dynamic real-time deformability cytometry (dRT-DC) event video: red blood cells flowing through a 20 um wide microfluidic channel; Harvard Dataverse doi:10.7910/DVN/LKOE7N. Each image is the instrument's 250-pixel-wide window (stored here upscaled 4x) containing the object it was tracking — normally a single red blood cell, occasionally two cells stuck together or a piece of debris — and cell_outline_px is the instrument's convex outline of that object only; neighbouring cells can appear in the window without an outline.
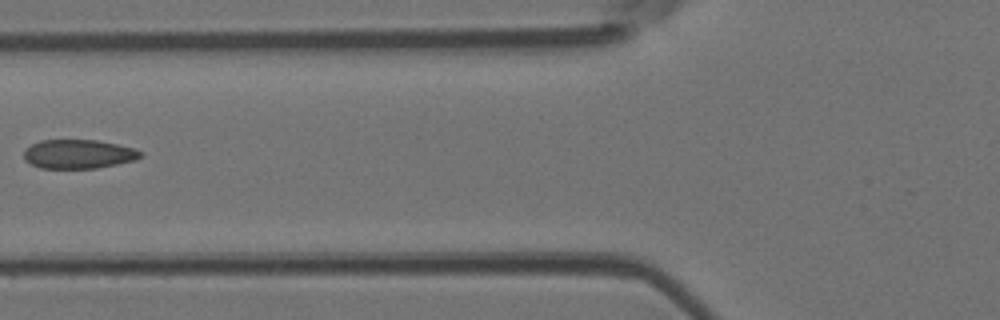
{"species": "Egyptian fruit bat (a non-hibernating species)", "species_latin": "Rousettus aegyptiacus", "temperature_condition": "room temperature", "stored_images_in_passage": 6, "camera_frame_rate_fps": 3000, "um_per_image_px": 0.085, "animal": {"sex": "female"}, "frame": {"image": 1, "passage_image": 5, "time_ms": 1.333, "image_size_px": [1000, 320], "cell_outline_px": [[144, 156], [136, 160], [96, 168], [40, 168], [24, 160], [24, 152], [32, 144], [40, 140], [96, 140], [116, 144], [132, 148], [144, 152]], "centroid_in_image_um": [6.7, 13.1], "position_along_channel_um": 119.1, "area_um2": 19.65}}
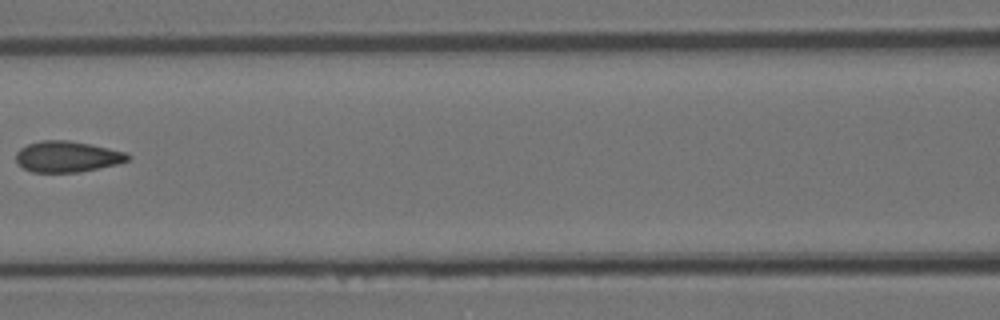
{"frame": {"image": 2, "passage_image": 6, "time_ms": 1.667, "image_size_px": [1000, 320], "cell_outline_px": [[132, 156], [128, 160], [116, 164], [80, 172], [32, 172], [24, 168], [16, 160], [16, 152], [20, 148], [28, 144], [40, 140], [68, 140], [128, 152]], "centroid_in_image_um": [5.72, 13.31], "position_along_channel_um": 160.9, "area_um2": 20.11}}